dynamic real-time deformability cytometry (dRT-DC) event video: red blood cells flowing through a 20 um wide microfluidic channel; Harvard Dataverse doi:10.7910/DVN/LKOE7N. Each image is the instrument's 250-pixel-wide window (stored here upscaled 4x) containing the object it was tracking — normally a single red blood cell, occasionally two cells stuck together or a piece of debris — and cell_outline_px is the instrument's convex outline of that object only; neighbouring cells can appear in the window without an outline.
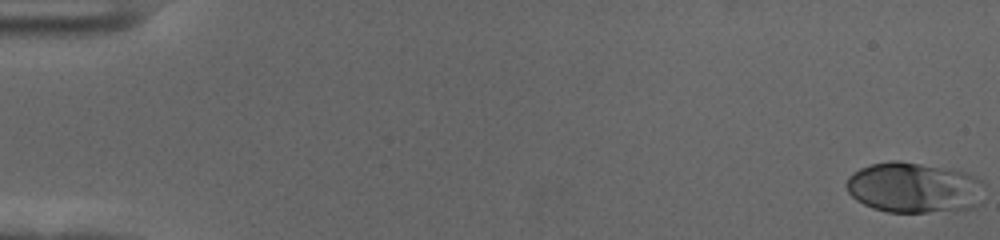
{"species": "human", "species_latin": "Homo sapiens", "temperature_condition": "cold", "stored_images_in_passage": 58, "camera_frame_rate_fps": 3000, "um_per_image_px": 0.085, "donor": {"sex": "female"}, "frame": {"image": 1, "passage_image": 1, "time_ms": 0.0, "image_size_px": [1000, 240], "cell_outline_px": [[984, 184], [980, 204], [972, 208], [928, 212], [888, 212], [872, 208], [856, 200], [848, 192], [848, 176], [852, 172], [860, 168], [872, 164], [892, 160], [900, 160], [964, 172], [976, 176]], "centroid_in_image_um": [77.69, 15.95], "position_along_channel_um": 7.3, "area_um2": 40.58}}
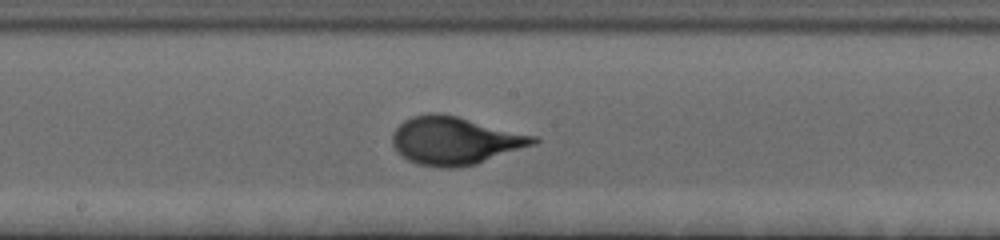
{"frame": {"image": 2, "passage_image": 32, "time_ms": 10.333, "image_size_px": [1000, 240], "cell_outline_px": [[540, 140], [536, 144], [476, 164], [460, 168], [440, 168], [420, 164], [408, 160], [396, 152], [392, 144], [392, 132], [404, 120], [412, 116], [428, 112], [440, 112], [536, 136]], "centroid_in_image_um": [38.64, 11.96], "position_along_channel_um": 209.6, "area_um2": 39.54}}
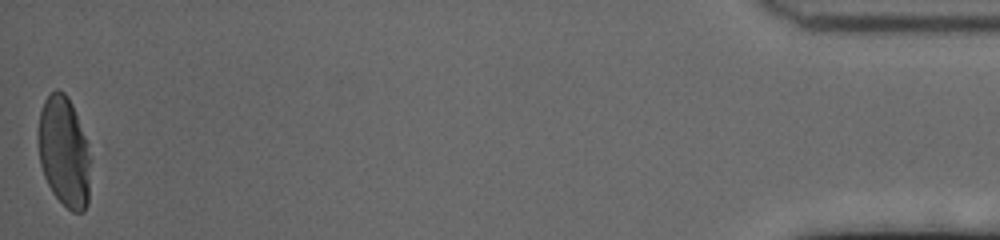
{"frame": {"image": 3, "passage_image": 58, "time_ms": 19.0, "image_size_px": [1000, 240], "cell_outline_px": [[88, 204], [84, 212], [72, 212], [52, 192], [44, 176], [40, 164], [36, 140], [36, 132], [40, 112], [44, 100], [56, 88], [64, 92], [68, 96], [72, 104], [88, 144]], "centroid_in_image_um": [5.39, 12.86], "position_along_channel_um": 429.8, "area_um2": 33.64}}